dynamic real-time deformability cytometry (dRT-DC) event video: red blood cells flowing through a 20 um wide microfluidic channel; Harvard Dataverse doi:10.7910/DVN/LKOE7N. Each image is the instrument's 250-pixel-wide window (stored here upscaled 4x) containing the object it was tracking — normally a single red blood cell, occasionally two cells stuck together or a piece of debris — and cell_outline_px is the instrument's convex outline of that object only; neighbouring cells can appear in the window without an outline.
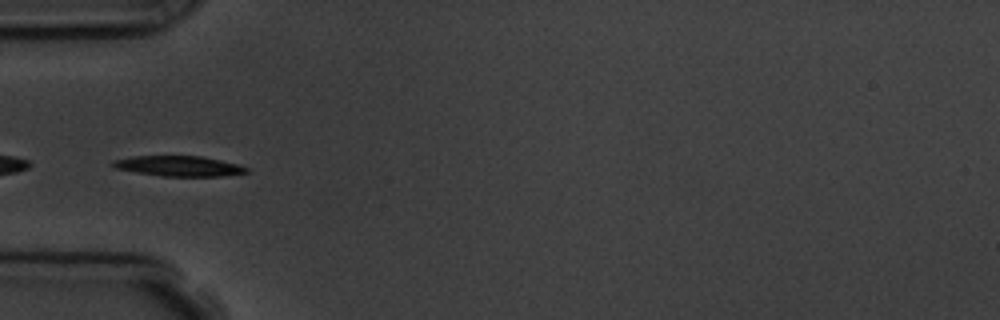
{"species": "common noctule bat (a hibernating species)", "species_latin": "Nyctalus noctula", "temperature_condition": "room temperature", "stored_images_in_passage": 9, "segment_of_instrument_passage": [2, 2], "camera_frame_rate_fps": 3000, "um_per_image_px": 0.085, "animal": {"sex": "male", "body_mass_g": 19.5, "forearm_length_mm": 54.6}, "frame": {"image": 1, "passage_image": 6, "time_ms": 5.667, "image_size_px": [1000, 320], "cell_outline_px": [[248, 172], [224, 176], [160, 176], [136, 172], [116, 168], [108, 164], [112, 160], [132, 156], [200, 156], [220, 160], [236, 164], [248, 168]], "centroid_in_image_um": [15.14, 14.11], "position_along_channel_um": 69.9, "area_um2": 15.78}}